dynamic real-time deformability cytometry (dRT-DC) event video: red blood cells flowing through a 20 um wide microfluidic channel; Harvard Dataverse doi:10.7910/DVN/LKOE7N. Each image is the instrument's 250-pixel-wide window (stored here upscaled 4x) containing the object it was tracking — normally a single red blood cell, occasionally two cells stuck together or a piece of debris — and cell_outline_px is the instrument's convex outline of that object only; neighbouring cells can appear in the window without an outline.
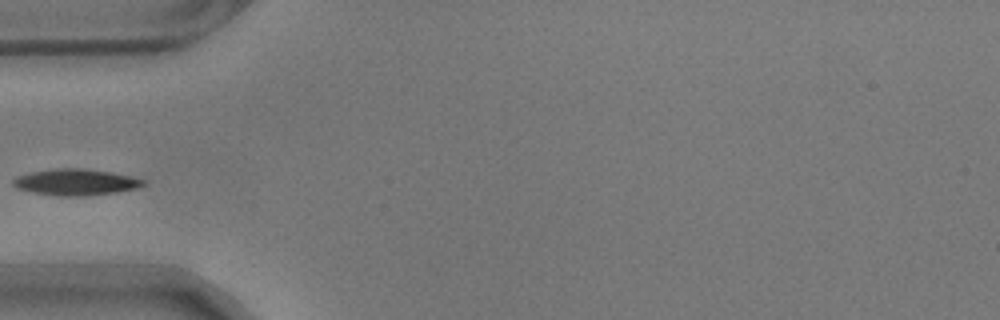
{"species": "common noctule bat (a hibernating species)", "species_latin": "Nyctalus noctula", "temperature_condition": "warm", "stored_images_in_passage": 40, "camera_frame_rate_fps": 3000, "um_per_image_px": 0.085, "animal": {"sex": "male", "body_mass_g": 17.9}, "frame": {"image": 1, "passage_image": 1, "time_ms": 0.0, "image_size_px": [1000, 320], "cell_outline_px": [[148, 184], [136, 188], [116, 192], [84, 196], [56, 196], [32, 192], [16, 188], [12, 184], [12, 180], [16, 176], [32, 172], [60, 168], [80, 168], [108, 172], [148, 180]], "centroid_in_image_um": [6.43, 15.49], "position_along_channel_um": 78.6, "area_um2": 19.88}}
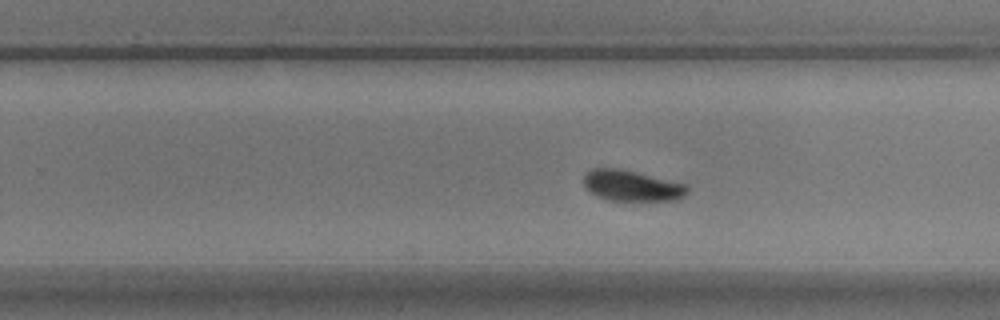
{"frame": {"image": 2, "passage_image": 18, "time_ms": 5.667, "image_size_px": [1000, 320], "cell_outline_px": [[688, 192], [680, 200], [608, 200], [596, 196], [584, 184], [584, 176], [592, 168], [616, 168], [636, 172], [688, 184]], "centroid_in_image_um": [53.75, 15.79], "position_along_channel_um": 276.1, "area_um2": 18.5}}
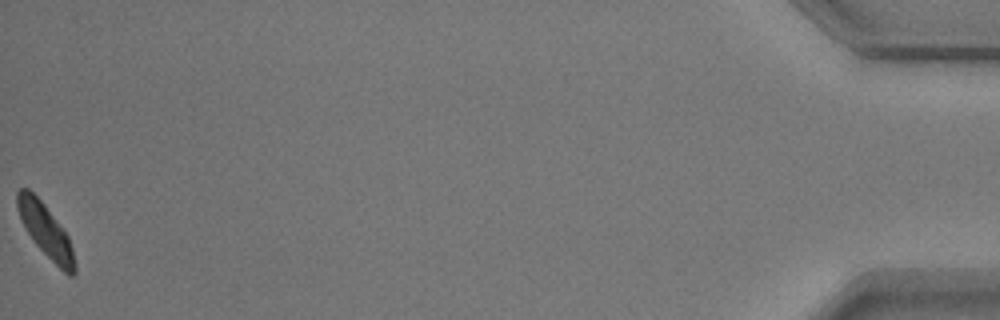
{"frame": {"image": 3, "passage_image": 40, "time_ms": 13.0, "image_size_px": [1000, 320], "cell_outline_px": [[76, 272], [72, 276], [68, 276], [32, 240], [16, 208], [16, 192], [20, 188], [28, 188], [44, 204], [68, 236], [72, 248], [76, 264]], "centroid_in_image_um": [3.88, 19.6], "position_along_channel_um": 431.3, "area_um2": 17.34}}